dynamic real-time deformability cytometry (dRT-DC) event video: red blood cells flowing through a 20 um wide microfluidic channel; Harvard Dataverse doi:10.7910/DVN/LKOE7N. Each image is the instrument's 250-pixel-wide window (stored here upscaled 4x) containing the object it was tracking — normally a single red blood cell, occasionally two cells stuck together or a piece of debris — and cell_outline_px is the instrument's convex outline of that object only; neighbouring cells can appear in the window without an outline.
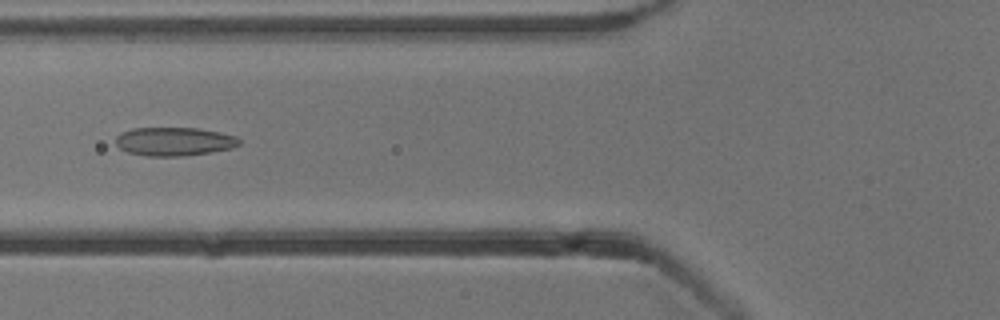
{"species": "common noctule bat (a hibernating species)", "species_latin": "Nyctalus noctula", "temperature_condition": "cold", "stored_images_in_passage": 54, "camera_frame_rate_fps": 3000, "um_per_image_px": 0.085, "animal": {"sex": "male", "body_mass_g": 13.3}, "frame": {"image": 1, "passage_image": 21, "time_ms": 6.667, "image_size_px": [1000, 320], "cell_outline_px": [[240, 144], [232, 148], [212, 152], [184, 156], [148, 156], [128, 152], [120, 148], [116, 144], [116, 136], [120, 132], [132, 128], [200, 128], [236, 136], [240, 140]], "centroid_in_image_um": [14.8, 12.02], "position_along_channel_um": 111.0, "area_um2": 20.63}}
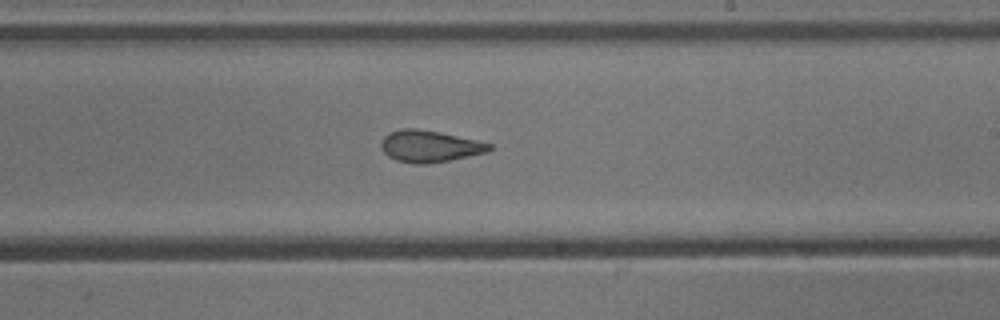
{"frame": {"image": 2, "passage_image": 32, "time_ms": 10.333, "image_size_px": [1000, 320], "cell_outline_px": [[492, 148], [488, 152], [448, 160], [424, 164], [412, 164], [396, 160], [388, 156], [384, 152], [380, 144], [384, 136], [400, 128], [416, 128], [440, 132], [476, 140], [492, 144]], "centroid_in_image_um": [36.5, 12.43], "position_along_channel_um": 252.5, "area_um2": 19.88}}
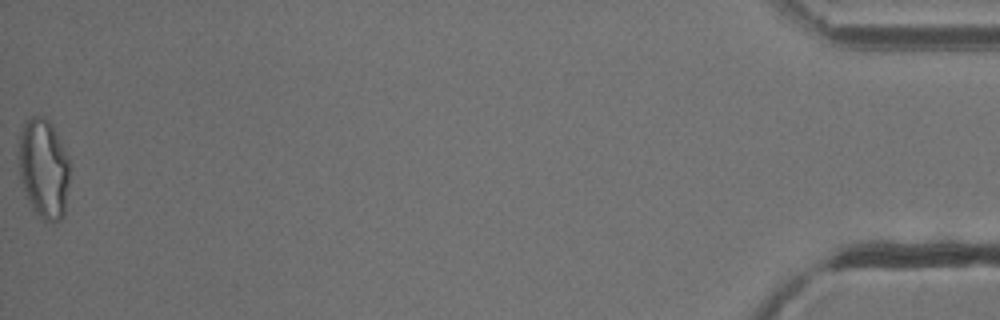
{"frame": {"image": 3, "passage_image": 54, "time_ms": 17.667, "image_size_px": [1000, 320], "cell_outline_px": [[72, 168], [64, 216], [60, 220], [52, 224], [44, 220], [32, 212], [24, 196], [20, 180], [16, 152], [20, 132], [24, 124], [32, 116], [44, 116], [52, 124], [68, 156]], "centroid_in_image_um": [3.7, 14.38], "position_along_channel_um": 431.5, "area_um2": 31.21}, "authors_computed_cell_mechanics": {"area_um2": 21.9929, "velocity_mm_per_s": 3.8536, "shape_relaxation_time_tau1_ms": null, "shape_relaxation_time_tau2_ms": 1.9045, "deformation_change_tau1": null, "deformation_change_tau2": 0.0878}}